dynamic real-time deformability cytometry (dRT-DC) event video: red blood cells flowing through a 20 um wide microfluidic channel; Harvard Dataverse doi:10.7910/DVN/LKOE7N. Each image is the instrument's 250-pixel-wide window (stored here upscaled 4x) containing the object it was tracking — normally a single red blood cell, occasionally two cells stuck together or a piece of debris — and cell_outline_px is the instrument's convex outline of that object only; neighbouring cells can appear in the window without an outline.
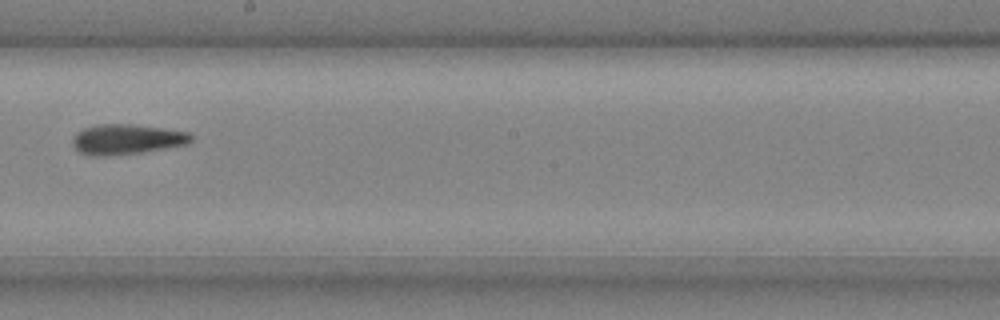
{"species": "common noctule bat (a hibernating species)", "species_latin": "Nyctalus noctula", "temperature_condition": "cold", "stored_images_in_passage": 8, "camera_frame_rate_fps": 3000, "um_per_image_px": 0.085, "animal": {"sex": "male", "body_mass_g": 20.4}, "frame": {"image": 1, "passage_image": 7, "time_ms": 2.0, "image_size_px": [1000, 320], "cell_outline_px": [[192, 140], [184, 144], [140, 152], [104, 156], [92, 156], [80, 152], [72, 144], [72, 140], [76, 132], [84, 128], [100, 124], [128, 124], [160, 128], [188, 132], [192, 136]], "centroid_in_image_um": [10.7, 11.83], "position_along_channel_um": 237.5, "area_um2": 20.35}}